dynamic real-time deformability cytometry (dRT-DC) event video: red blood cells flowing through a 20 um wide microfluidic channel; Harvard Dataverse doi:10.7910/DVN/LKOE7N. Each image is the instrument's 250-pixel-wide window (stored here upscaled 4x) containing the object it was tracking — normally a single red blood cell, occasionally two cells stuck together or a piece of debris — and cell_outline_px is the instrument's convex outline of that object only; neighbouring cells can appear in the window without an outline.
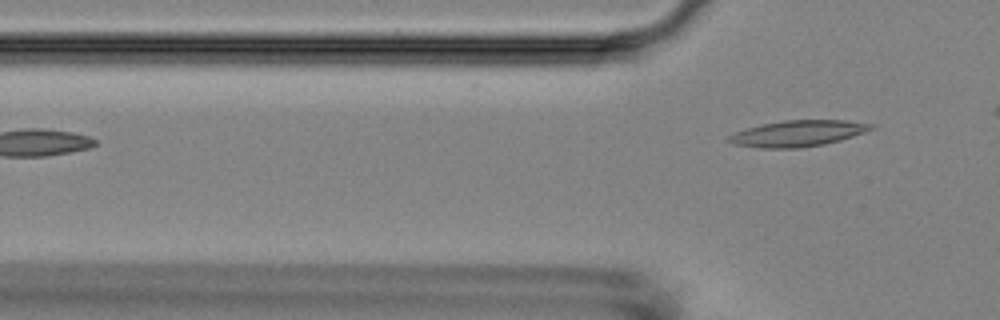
{"species": "Egyptian fruit bat (a non-hibernating species)", "species_latin": "Rousettus aegyptiacus", "temperature_condition": "room temperature", "stored_images_in_passage": 2, "camera_frame_rate_fps": 3000, "um_per_image_px": 0.085, "animal": {"sex": "female"}, "frame": {"image": 1, "passage_image": 2, "time_ms": 1.333, "image_size_px": [1000, 320], "cell_outline_px": [[876, 128], [840, 140], [824, 144], [796, 148], [760, 148], [732, 144], [724, 140], [728, 136], [736, 132], [748, 128], [764, 124], [784, 120], [848, 120], [876, 124]], "centroid_in_image_um": [67.83, 11.34], "position_along_channel_um": 58.0, "area_um2": 21.68}}